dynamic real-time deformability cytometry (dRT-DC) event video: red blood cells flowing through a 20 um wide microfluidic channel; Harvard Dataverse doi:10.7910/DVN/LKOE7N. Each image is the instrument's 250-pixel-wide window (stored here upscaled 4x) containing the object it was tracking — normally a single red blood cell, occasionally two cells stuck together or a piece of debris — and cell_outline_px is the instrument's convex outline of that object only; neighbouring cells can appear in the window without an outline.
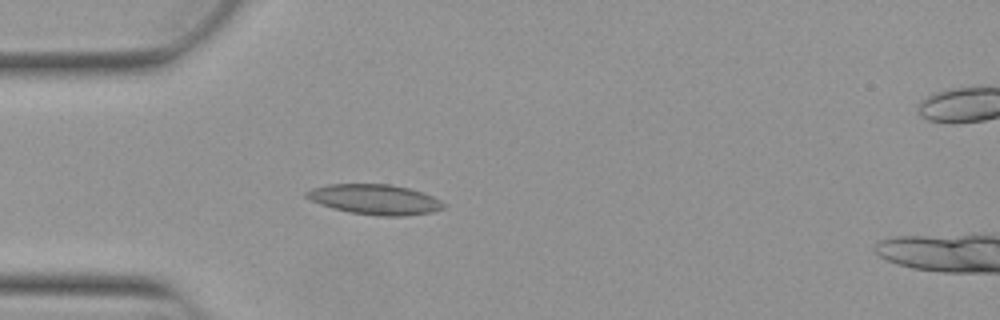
{"species": "Egyptian fruit bat (a non-hibernating species)", "species_latin": "Rousettus aegyptiacus", "temperature_condition": "warm", "stored_images_in_passage": 33, "camera_frame_rate_fps": 3000, "um_per_image_px": 0.085, "animal": {"sex": "female"}, "frame": {"image": 1, "passage_image": 3, "time_ms": 0.667, "image_size_px": [1000, 320], "cell_outline_px": [[448, 204], [444, 208], [432, 212], [404, 216], [380, 216], [348, 212], [332, 208], [320, 204], [304, 196], [304, 192], [312, 188], [328, 184], [388, 184], [408, 188], [432, 196]], "centroid_in_image_um": [31.86, 16.96], "position_along_channel_um": 53.1, "area_um2": 24.1}}
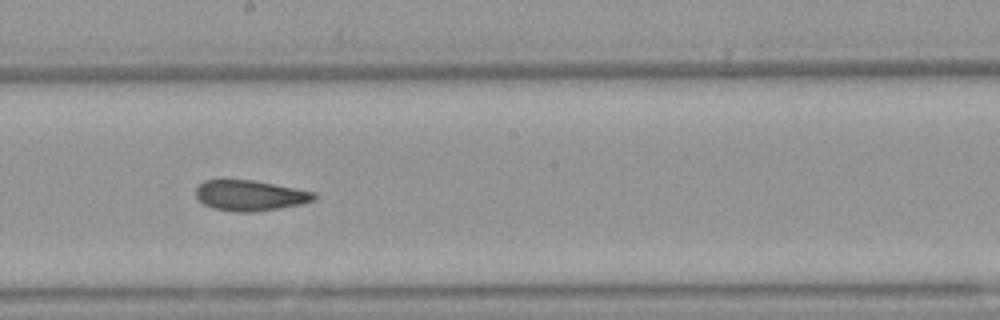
{"frame": {"image": 2, "passage_image": 17, "time_ms": 5.333, "image_size_px": [1000, 320], "cell_outline_px": [[316, 200], [300, 204], [280, 208], [252, 212], [240, 212], [212, 208], [204, 204], [196, 196], [196, 188], [204, 180], [252, 180], [296, 188], [316, 192]], "centroid_in_image_um": [21.28, 16.61], "position_along_channel_um": 226.9, "area_um2": 20.92}}
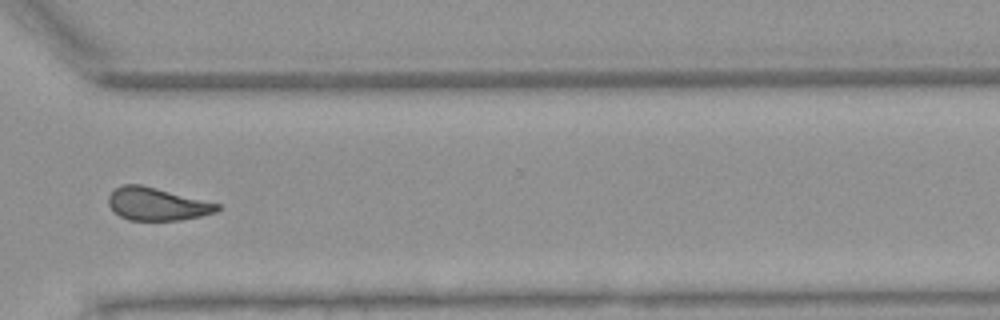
{"frame": {"image": 3, "passage_image": 27, "time_ms": 8.667, "image_size_px": [1000, 320], "cell_outline_px": [[220, 208], [216, 212], [200, 216], [180, 220], [128, 220], [120, 216], [108, 204], [108, 196], [120, 184], [140, 184], [220, 204]], "centroid_in_image_um": [13.33, 17.34], "position_along_channel_um": 357.3, "area_um2": 20.58}, "authors_computed_cell_mechanics": {"area_um2": 21.5594, "velocity_mm_per_s": 3.8946, "shape_relaxation_time_tau1_ms": null, "shape_relaxation_time_tau2_ms": 3.1185, "deformation_change_tau1": null, "deformation_change_tau2": 0.1083}}